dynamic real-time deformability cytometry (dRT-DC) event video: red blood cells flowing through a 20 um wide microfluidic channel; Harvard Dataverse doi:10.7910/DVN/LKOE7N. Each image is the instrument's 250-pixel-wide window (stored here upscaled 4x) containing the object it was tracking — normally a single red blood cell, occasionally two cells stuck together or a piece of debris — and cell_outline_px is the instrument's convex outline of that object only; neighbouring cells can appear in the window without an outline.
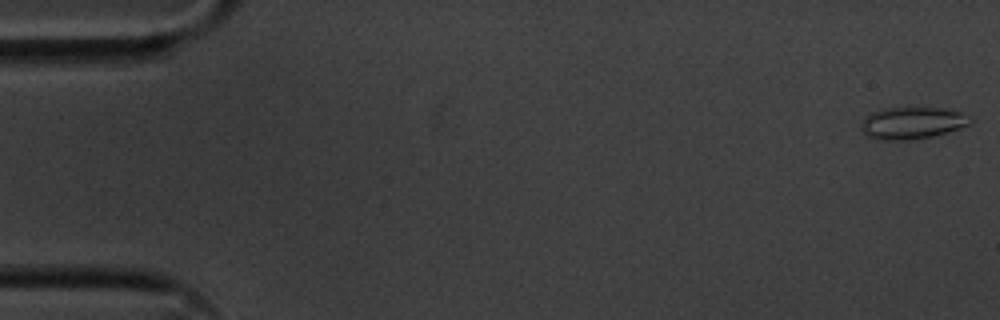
{"species": "common noctule bat (a hibernating species)", "species_latin": "Nyctalus noctula", "temperature_condition": "cold", "stored_images_in_passage": 55, "camera_frame_rate_fps": 3000, "um_per_image_px": 0.085, "animal": {"sex": "male", "body_mass_g": 20.1, "forearm_length_mm": 53.5}, "frame": {"image": 1, "passage_image": 1, "time_ms": 0.0, "image_size_px": [1000, 320], "cell_outline_px": [[972, 120], [968, 124], [932, 136], [912, 140], [880, 140], [868, 136], [860, 128], [860, 124], [864, 116], [872, 112], [884, 108], [940, 108], [960, 112], [972, 116]], "centroid_in_image_um": [77.48, 10.45], "position_along_channel_um": 7.5, "area_um2": 20.17}}
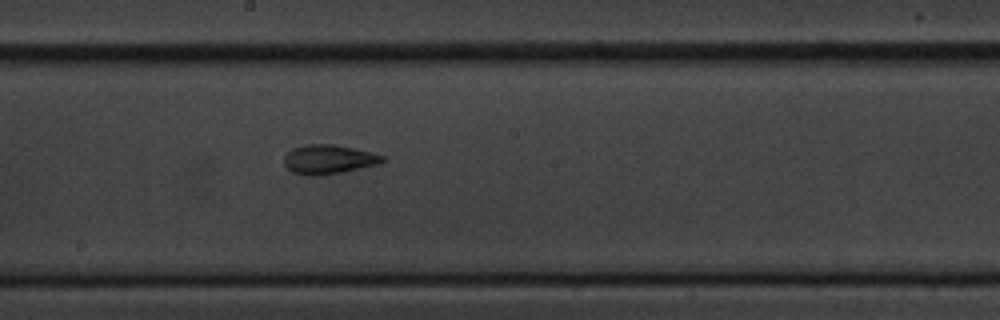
{"frame": {"image": 2, "passage_image": 30, "time_ms": 9.667, "image_size_px": [1000, 320], "cell_outline_px": [[384, 160], [380, 164], [340, 172], [316, 176], [304, 176], [292, 172], [284, 164], [284, 156], [292, 148], [304, 144], [336, 144], [384, 156]], "centroid_in_image_um": [27.88, 13.55], "position_along_channel_um": 220.3, "area_um2": 16.7}}
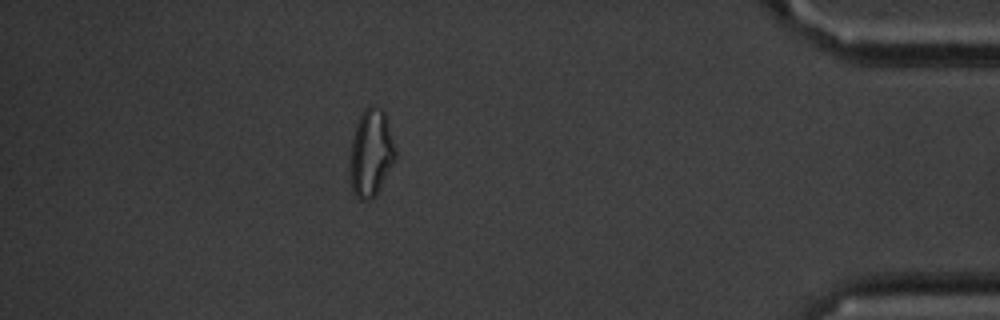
{"frame": {"image": 3, "passage_image": 49, "time_ms": 16.0, "image_size_px": [1000, 320], "cell_outline_px": [[396, 160], [376, 196], [372, 200], [360, 200], [352, 192], [352, 140], [356, 124], [364, 108], [368, 104], [376, 104], [384, 112], [396, 148]], "centroid_in_image_um": [31.58, 12.99], "position_along_channel_um": 403.6, "area_um2": 23.0}, "authors_computed_cell_mechanics": {"area_um2": 17.918, "velocity_mm_per_s": 3.6053, "shape_relaxation_time_tau1_ms": 6.3289, "shape_relaxation_time_tau2_ms": 2.6059, "deformation_change_tau1": 0.1475, "deformation_change_tau2": 0.1009}}